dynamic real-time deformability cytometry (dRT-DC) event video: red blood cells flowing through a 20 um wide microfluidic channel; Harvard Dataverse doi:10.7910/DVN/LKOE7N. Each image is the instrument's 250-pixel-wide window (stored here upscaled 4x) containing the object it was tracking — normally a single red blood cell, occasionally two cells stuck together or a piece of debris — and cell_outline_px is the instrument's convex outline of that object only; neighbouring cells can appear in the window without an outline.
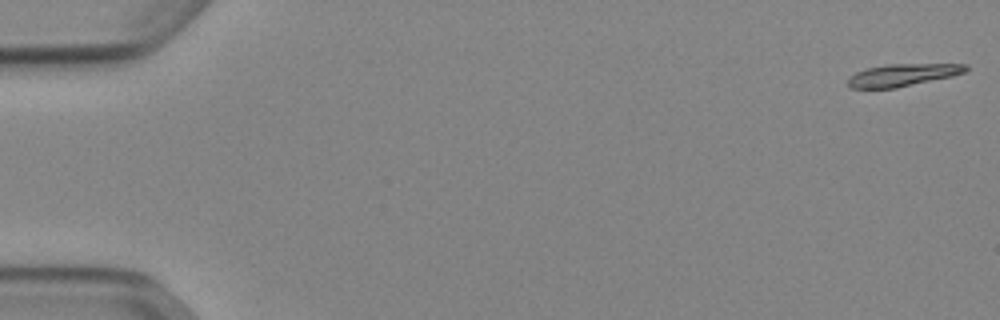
{"species": "Egyptian fruit bat (a non-hibernating species)", "species_latin": "Rousettus aegyptiacus", "temperature_condition": "cold", "stored_images_in_passage": 10, "camera_frame_rate_fps": 3000, "um_per_image_px": 0.085, "animal": {"sex": "female"}, "frame": {"image": 1, "passage_image": 1, "time_ms": 0.0, "image_size_px": [1000, 320], "cell_outline_px": [[968, 72], [952, 76], [896, 88], [848, 88], [848, 80], [856, 72], [868, 68], [888, 64], [968, 64]], "centroid_in_image_um": [76.77, 6.37], "position_along_channel_um": 8.2, "area_um2": 15.26}}